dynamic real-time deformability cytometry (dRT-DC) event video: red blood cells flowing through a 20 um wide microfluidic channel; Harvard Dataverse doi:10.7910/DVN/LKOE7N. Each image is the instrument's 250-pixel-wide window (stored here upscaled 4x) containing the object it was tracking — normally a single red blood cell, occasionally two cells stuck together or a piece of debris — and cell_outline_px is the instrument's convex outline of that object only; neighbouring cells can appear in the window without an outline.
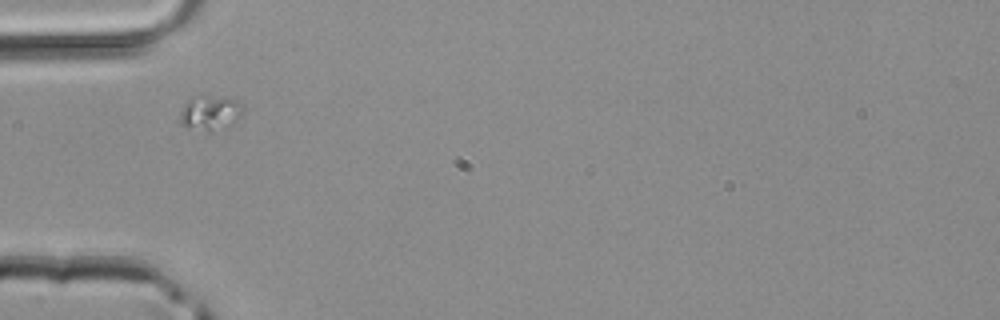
{"species": "common noctule bat (a hibernating species)", "species_latin": "Nyctalus noctula", "temperature_condition": "room temperature", "stored_images_in_passage": 1, "camera_frame_rate_fps": 3000, "um_per_image_px": 0.085, "animal": {"sex": "male", "body_mass_g": 20.4}, "frame": {"image": 1, "passage_image": 1, "time_ms": 0.0, "image_size_px": [1000, 320], "cell_outline_px": [[244, 108], [228, 124], [212, 132], [208, 132], [180, 124], [180, 112], [184, 104], [192, 96], [208, 96], [236, 100], [244, 104]], "centroid_in_image_um": [17.79, 9.57], "position_along_channel_um": 67.2, "area_um2": 12.2}}